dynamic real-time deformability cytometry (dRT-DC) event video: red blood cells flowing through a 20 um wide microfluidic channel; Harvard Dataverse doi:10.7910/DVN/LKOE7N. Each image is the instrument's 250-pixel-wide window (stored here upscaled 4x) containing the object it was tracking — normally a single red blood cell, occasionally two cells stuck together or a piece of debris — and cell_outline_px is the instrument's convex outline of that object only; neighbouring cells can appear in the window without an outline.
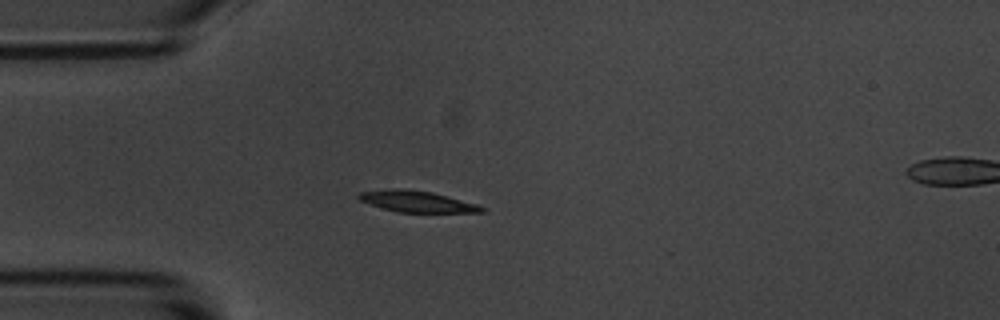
{"species": "common noctule bat (a hibernating species)", "species_latin": "Nyctalus noctula", "temperature_condition": "room temperature", "stored_images_in_passage": 4, "camera_frame_rate_fps": 3000, "um_per_image_px": 0.085, "animal": {"sex": "male", "body_mass_g": 20.1, "forearm_length_mm": 53.5}, "frame": {"image": 1, "passage_image": 3, "time_ms": 3.333, "image_size_px": [1000, 320], "cell_outline_px": [[488, 208], [484, 212], [396, 212], [360, 200], [356, 196], [360, 192], [396, 188], [404, 188], [432, 192], [448, 196], [476, 204]], "centroid_in_image_um": [35.47, 17.12], "position_along_channel_um": 49.5, "area_um2": 15.09}}